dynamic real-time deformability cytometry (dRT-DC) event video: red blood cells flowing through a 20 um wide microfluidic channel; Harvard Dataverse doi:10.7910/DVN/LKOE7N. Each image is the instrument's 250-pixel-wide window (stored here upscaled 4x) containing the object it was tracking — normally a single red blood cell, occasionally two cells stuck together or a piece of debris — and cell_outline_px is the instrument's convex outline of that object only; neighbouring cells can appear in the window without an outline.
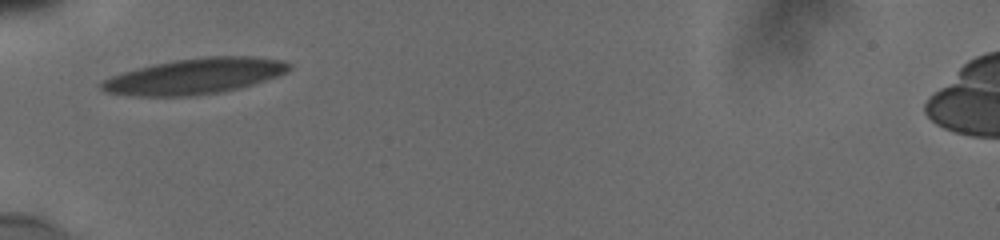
{"species": "human", "species_latin": "Homo sapiens", "temperature_condition": "cold", "stored_images_in_passage": 2, "camera_frame_rate_fps": 3000, "um_per_image_px": 0.085, "donor": {"sex": "male"}, "frame": {"image": 1, "passage_image": 1, "time_ms": 0.0, "image_size_px": [1000, 240], "cell_outline_px": [[292, 68], [288, 72], [252, 84], [220, 92], [192, 96], [132, 96], [104, 92], [100, 88], [100, 80], [136, 68], [152, 64], [176, 60], [204, 56], [252, 56], [284, 60], [292, 64]], "centroid_in_image_um": [16.54, 6.47], "position_along_channel_um": 68.5, "area_um2": 39.13}}